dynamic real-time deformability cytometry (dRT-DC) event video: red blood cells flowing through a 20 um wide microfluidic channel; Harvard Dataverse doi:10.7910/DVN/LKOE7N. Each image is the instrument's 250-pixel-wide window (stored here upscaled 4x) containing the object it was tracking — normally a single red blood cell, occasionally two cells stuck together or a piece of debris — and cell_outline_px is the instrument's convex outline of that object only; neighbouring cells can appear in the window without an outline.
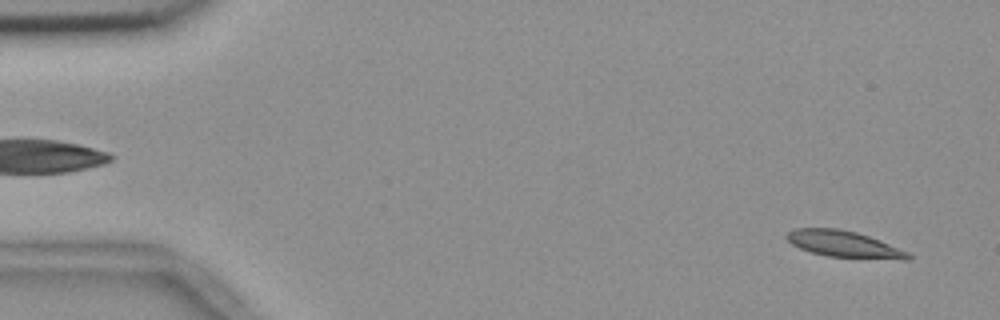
{"species": "common noctule bat (a hibernating species)", "species_latin": "Nyctalus noctula", "temperature_condition": "room temperature", "stored_images_in_passage": 55, "camera_frame_rate_fps": 3000, "um_per_image_px": 0.085, "animal": {"sex": "female", "body_mass_g": 18.4}, "frame": {"image": 1, "passage_image": 3, "time_ms": 0.667, "image_size_px": [1000, 320], "cell_outline_px": [[912, 256], [908, 260], [904, 260], [828, 256], [812, 252], [800, 248], [792, 244], [784, 236], [788, 232], [796, 228], [836, 228], [856, 232], [868, 236], [908, 252]], "centroid_in_image_um": [71.72, 20.75], "position_along_channel_um": 13.3, "area_um2": 18.44}}
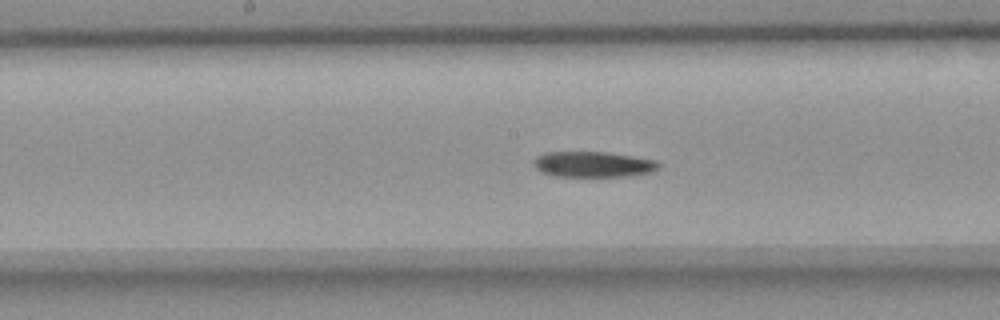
{"frame": {"image": 2, "passage_image": 28, "time_ms": 9.0, "image_size_px": [1000, 320], "cell_outline_px": [[660, 164], [652, 172], [628, 176], [556, 176], [544, 172], [536, 168], [532, 164], [532, 160], [536, 156], [544, 152], [604, 152], [632, 156], [656, 160]], "centroid_in_image_um": [50.38, 13.96], "position_along_channel_um": 197.8, "area_um2": 18.55}}
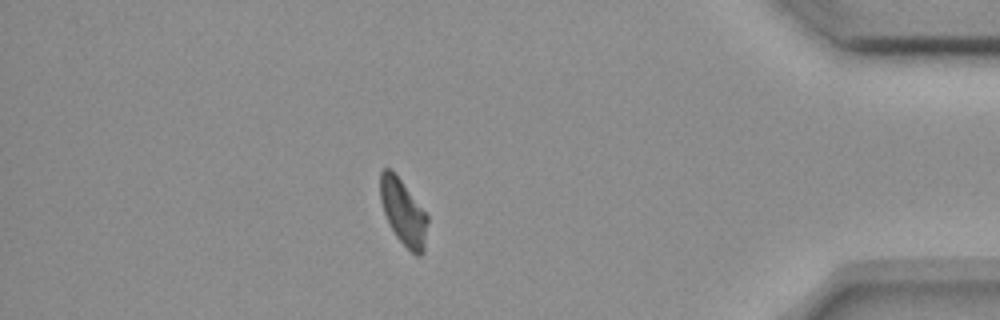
{"frame": {"image": 3, "passage_image": 48, "time_ms": 15.667, "image_size_px": [1000, 320], "cell_outline_px": [[428, 220], [424, 252], [420, 256], [416, 256], [396, 236], [384, 212], [380, 200], [380, 172], [384, 168], [388, 168], [400, 180], [428, 216]], "centroid_in_image_um": [34.28, 18.07], "position_along_channel_um": 400.9, "area_um2": 17.57}, "authors_computed_cell_mechanics": {"area_um2": 19.2474, "velocity_mm_per_s": 3.65, "shape_relaxation_time_tau1_ms": 7.4142, "shape_relaxation_time_tau2_ms": 6.971, "deformation_change_tau1": 0.1722, "deformation_change_tau2": 0.1128}}